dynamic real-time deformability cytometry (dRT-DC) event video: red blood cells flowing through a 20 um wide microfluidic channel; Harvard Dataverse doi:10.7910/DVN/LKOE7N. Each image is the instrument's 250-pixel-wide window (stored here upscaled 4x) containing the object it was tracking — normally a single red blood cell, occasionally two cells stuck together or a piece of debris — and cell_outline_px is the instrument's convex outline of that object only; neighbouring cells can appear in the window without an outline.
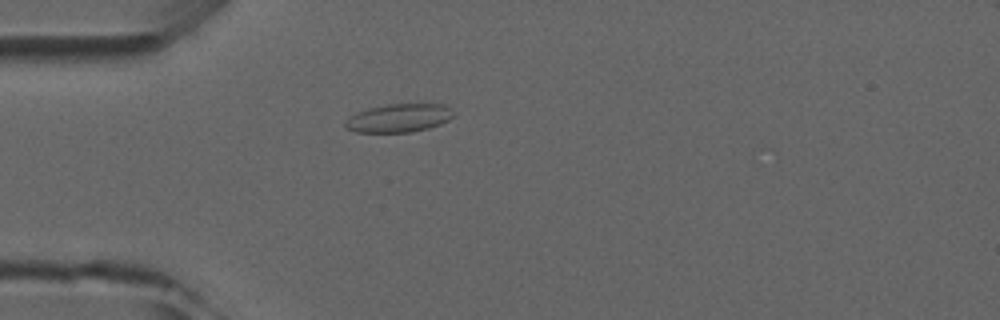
{"species": "common noctule bat (a hibernating species)", "species_latin": "Nyctalus noctula", "temperature_condition": "room temperature", "stored_images_in_passage": 5, "camera_frame_rate_fps": 3000, "um_per_image_px": 0.085, "animal": {"sex": "male", "forearm_length_mm": 52.5}, "frame": {"image": 1, "passage_image": 5, "time_ms": 4.667, "image_size_px": [1000, 320], "cell_outline_px": [[452, 116], [448, 120], [440, 124], [428, 128], [412, 132], [356, 132], [344, 128], [344, 124], [356, 112], [368, 108], [388, 104], [444, 104], [448, 108]], "centroid_in_image_um": [33.86, 10.04], "position_along_channel_um": 51.1, "area_um2": 17.63}}